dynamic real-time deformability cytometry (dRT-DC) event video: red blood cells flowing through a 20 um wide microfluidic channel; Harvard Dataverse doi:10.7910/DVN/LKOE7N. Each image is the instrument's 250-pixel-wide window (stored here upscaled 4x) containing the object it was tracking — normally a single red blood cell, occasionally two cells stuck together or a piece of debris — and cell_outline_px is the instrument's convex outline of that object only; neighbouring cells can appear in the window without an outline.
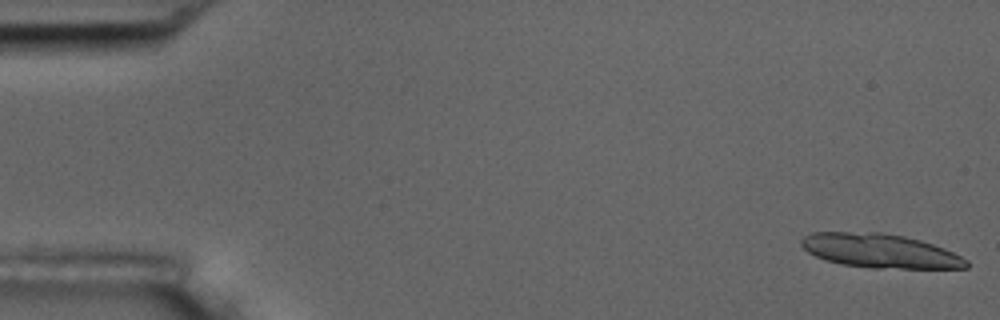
{"species": "common noctule bat (a hibernating species)", "species_latin": "Nyctalus noctula", "temperature_condition": "room temperature", "stored_images_in_passage": 14, "camera_frame_rate_fps": 3000, "um_per_image_px": 0.085, "animal": {"sex": "male", "body_mass_g": 17.5, "forearm_length_mm": 52.3}, "frame": {"image": 1, "passage_image": 1, "time_ms": 0.0, "image_size_px": [1000, 320], "cell_outline_px": [[968, 268], [872, 268], [840, 264], [824, 260], [808, 252], [800, 244], [800, 240], [804, 236], [812, 232], [880, 232], [904, 236], [920, 240], [944, 248], [968, 260]], "centroid_in_image_um": [74.77, 21.32], "position_along_channel_um": 10.2, "area_um2": 32.77}}